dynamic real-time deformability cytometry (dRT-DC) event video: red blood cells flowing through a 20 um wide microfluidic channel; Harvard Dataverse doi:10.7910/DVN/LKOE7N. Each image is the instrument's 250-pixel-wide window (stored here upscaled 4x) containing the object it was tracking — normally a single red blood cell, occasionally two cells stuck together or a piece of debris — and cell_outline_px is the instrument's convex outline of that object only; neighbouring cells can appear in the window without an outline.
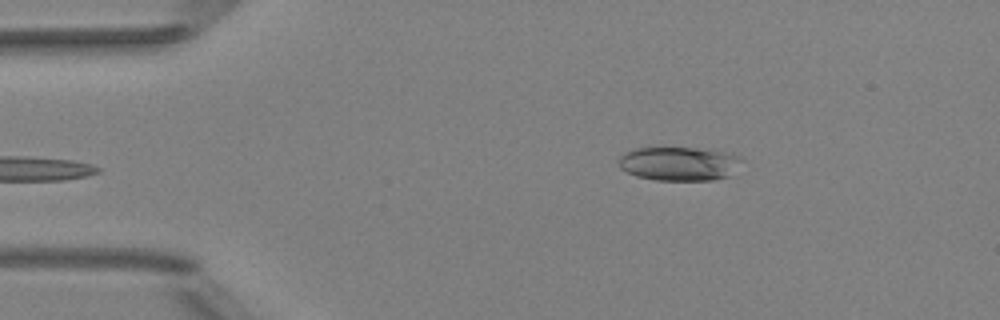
{"species": "Egyptian fruit bat (a non-hibernating species)", "species_latin": "Rousettus aegyptiacus", "temperature_condition": "room temperature", "stored_images_in_passage": 4, "camera_frame_rate_fps": 3000, "um_per_image_px": 0.085, "animal": {"sex": "female"}, "frame": {"image": 1, "passage_image": 4, "time_ms": 1.0, "image_size_px": [1000, 320], "cell_outline_px": [[744, 160], [728, 176], [712, 180], [656, 180], [636, 176], [620, 168], [620, 156], [624, 152], [636, 148], [696, 148], [724, 152], [740, 156]], "centroid_in_image_um": [57.72, 13.91], "position_along_channel_um": 27.3, "area_um2": 24.1}}